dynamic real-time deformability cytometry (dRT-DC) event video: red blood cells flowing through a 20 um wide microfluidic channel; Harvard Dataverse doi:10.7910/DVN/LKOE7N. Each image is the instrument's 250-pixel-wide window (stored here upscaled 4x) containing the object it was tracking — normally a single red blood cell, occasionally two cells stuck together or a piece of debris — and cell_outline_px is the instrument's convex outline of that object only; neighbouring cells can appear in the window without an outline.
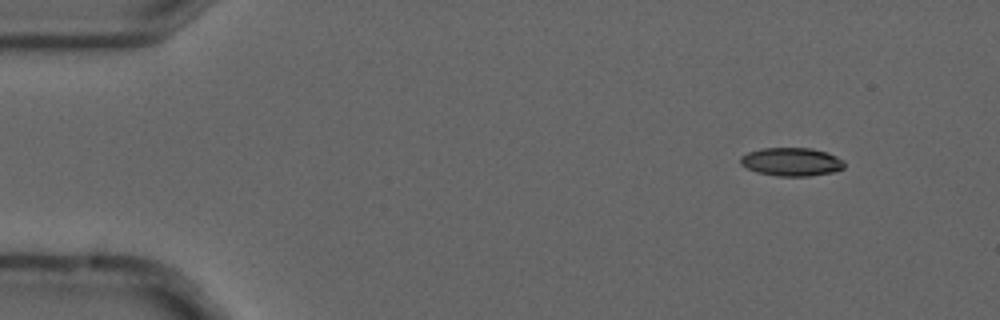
{"species": "common noctule bat (a hibernating species)", "species_latin": "Nyctalus noctula", "temperature_condition": "cold", "stored_images_in_passage": 6, "camera_frame_rate_fps": 3000, "um_per_image_px": 0.085, "animal": {"sex": "male", "forearm_length_mm": 52.5}, "frame": {"image": 1, "passage_image": 2, "time_ms": 0.333, "image_size_px": [1000, 320], "cell_outline_px": [[844, 168], [832, 172], [808, 176], [776, 176], [756, 172], [740, 164], [740, 156], [748, 152], [764, 148], [812, 148], [828, 152], [844, 160]], "centroid_in_image_um": [67.28, 13.75], "position_along_channel_um": 17.7, "area_um2": 17.22}}